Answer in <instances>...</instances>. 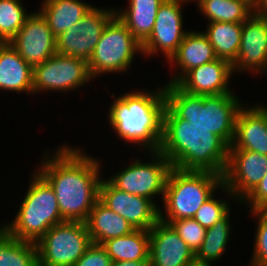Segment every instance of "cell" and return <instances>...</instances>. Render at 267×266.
<instances>
[{
  "mask_svg": "<svg viewBox=\"0 0 267 266\" xmlns=\"http://www.w3.org/2000/svg\"><path fill=\"white\" fill-rule=\"evenodd\" d=\"M136 55L143 57L142 44L114 16L105 26L88 61L90 75L94 80L104 74H125L135 63Z\"/></svg>",
  "mask_w": 267,
  "mask_h": 266,
  "instance_id": "cell-7",
  "label": "cell"
},
{
  "mask_svg": "<svg viewBox=\"0 0 267 266\" xmlns=\"http://www.w3.org/2000/svg\"><path fill=\"white\" fill-rule=\"evenodd\" d=\"M104 177L99 185V200L105 206L134 229L149 231L159 221V208L150 199L119 190Z\"/></svg>",
  "mask_w": 267,
  "mask_h": 266,
  "instance_id": "cell-14",
  "label": "cell"
},
{
  "mask_svg": "<svg viewBox=\"0 0 267 266\" xmlns=\"http://www.w3.org/2000/svg\"><path fill=\"white\" fill-rule=\"evenodd\" d=\"M235 205L242 206L243 210H267V169L260 183L241 201ZM246 207V208H245Z\"/></svg>",
  "mask_w": 267,
  "mask_h": 266,
  "instance_id": "cell-34",
  "label": "cell"
},
{
  "mask_svg": "<svg viewBox=\"0 0 267 266\" xmlns=\"http://www.w3.org/2000/svg\"><path fill=\"white\" fill-rule=\"evenodd\" d=\"M144 153L148 154V160L145 161V157L143 160L134 158L129 165H123L124 169L117 170V173L110 174L106 179L115 188L150 199L159 208V201H163L167 178L173 167L159 151ZM157 198L161 200L158 201Z\"/></svg>",
  "mask_w": 267,
  "mask_h": 266,
  "instance_id": "cell-8",
  "label": "cell"
},
{
  "mask_svg": "<svg viewBox=\"0 0 267 266\" xmlns=\"http://www.w3.org/2000/svg\"><path fill=\"white\" fill-rule=\"evenodd\" d=\"M9 44L32 68L57 53L56 37L39 10L27 17Z\"/></svg>",
  "mask_w": 267,
  "mask_h": 266,
  "instance_id": "cell-15",
  "label": "cell"
},
{
  "mask_svg": "<svg viewBox=\"0 0 267 266\" xmlns=\"http://www.w3.org/2000/svg\"><path fill=\"white\" fill-rule=\"evenodd\" d=\"M249 1L252 2L258 8L263 0H249Z\"/></svg>",
  "mask_w": 267,
  "mask_h": 266,
  "instance_id": "cell-39",
  "label": "cell"
},
{
  "mask_svg": "<svg viewBox=\"0 0 267 266\" xmlns=\"http://www.w3.org/2000/svg\"><path fill=\"white\" fill-rule=\"evenodd\" d=\"M221 192L226 196L220 197L219 193ZM232 202L237 203L238 201L234 198V195L224 185H222L220 190L218 189L207 201L203 203L193 219L202 227L206 229L210 228L231 209Z\"/></svg>",
  "mask_w": 267,
  "mask_h": 266,
  "instance_id": "cell-31",
  "label": "cell"
},
{
  "mask_svg": "<svg viewBox=\"0 0 267 266\" xmlns=\"http://www.w3.org/2000/svg\"><path fill=\"white\" fill-rule=\"evenodd\" d=\"M24 0H0V41L9 42L32 13L23 5Z\"/></svg>",
  "mask_w": 267,
  "mask_h": 266,
  "instance_id": "cell-30",
  "label": "cell"
},
{
  "mask_svg": "<svg viewBox=\"0 0 267 266\" xmlns=\"http://www.w3.org/2000/svg\"><path fill=\"white\" fill-rule=\"evenodd\" d=\"M255 103L245 102L240 108L235 121L234 139L229 149L267 155V105Z\"/></svg>",
  "mask_w": 267,
  "mask_h": 266,
  "instance_id": "cell-18",
  "label": "cell"
},
{
  "mask_svg": "<svg viewBox=\"0 0 267 266\" xmlns=\"http://www.w3.org/2000/svg\"><path fill=\"white\" fill-rule=\"evenodd\" d=\"M93 82L88 62L81 58L54 54L33 67V95L69 93ZM45 92V93H44Z\"/></svg>",
  "mask_w": 267,
  "mask_h": 266,
  "instance_id": "cell-10",
  "label": "cell"
},
{
  "mask_svg": "<svg viewBox=\"0 0 267 266\" xmlns=\"http://www.w3.org/2000/svg\"><path fill=\"white\" fill-rule=\"evenodd\" d=\"M92 243L85 222L58 223L36 243L39 266H74Z\"/></svg>",
  "mask_w": 267,
  "mask_h": 266,
  "instance_id": "cell-9",
  "label": "cell"
},
{
  "mask_svg": "<svg viewBox=\"0 0 267 266\" xmlns=\"http://www.w3.org/2000/svg\"><path fill=\"white\" fill-rule=\"evenodd\" d=\"M149 235V262L153 266H185L195 259V253L169 224L159 220Z\"/></svg>",
  "mask_w": 267,
  "mask_h": 266,
  "instance_id": "cell-19",
  "label": "cell"
},
{
  "mask_svg": "<svg viewBox=\"0 0 267 266\" xmlns=\"http://www.w3.org/2000/svg\"><path fill=\"white\" fill-rule=\"evenodd\" d=\"M18 211L3 226L18 240L37 243L54 225L63 222L55 192L34 169Z\"/></svg>",
  "mask_w": 267,
  "mask_h": 266,
  "instance_id": "cell-5",
  "label": "cell"
},
{
  "mask_svg": "<svg viewBox=\"0 0 267 266\" xmlns=\"http://www.w3.org/2000/svg\"><path fill=\"white\" fill-rule=\"evenodd\" d=\"M159 152L173 168L184 171H209L223 176L229 146L204 127H194L180 119L167 105L163 112Z\"/></svg>",
  "mask_w": 267,
  "mask_h": 266,
  "instance_id": "cell-3",
  "label": "cell"
},
{
  "mask_svg": "<svg viewBox=\"0 0 267 266\" xmlns=\"http://www.w3.org/2000/svg\"><path fill=\"white\" fill-rule=\"evenodd\" d=\"M222 185L223 176L216 173L172 168L159 207V220L193 218Z\"/></svg>",
  "mask_w": 267,
  "mask_h": 266,
  "instance_id": "cell-6",
  "label": "cell"
},
{
  "mask_svg": "<svg viewBox=\"0 0 267 266\" xmlns=\"http://www.w3.org/2000/svg\"><path fill=\"white\" fill-rule=\"evenodd\" d=\"M267 169V155L229 149L223 185L241 202L262 180Z\"/></svg>",
  "mask_w": 267,
  "mask_h": 266,
  "instance_id": "cell-16",
  "label": "cell"
},
{
  "mask_svg": "<svg viewBox=\"0 0 267 266\" xmlns=\"http://www.w3.org/2000/svg\"><path fill=\"white\" fill-rule=\"evenodd\" d=\"M160 221L169 224L194 253L201 247L205 239L206 228L193 218Z\"/></svg>",
  "mask_w": 267,
  "mask_h": 266,
  "instance_id": "cell-33",
  "label": "cell"
},
{
  "mask_svg": "<svg viewBox=\"0 0 267 266\" xmlns=\"http://www.w3.org/2000/svg\"><path fill=\"white\" fill-rule=\"evenodd\" d=\"M166 105L194 127H204L219 136L228 146L235 134V121L245 104L235 92L222 95H192L176 84H164Z\"/></svg>",
  "mask_w": 267,
  "mask_h": 266,
  "instance_id": "cell-4",
  "label": "cell"
},
{
  "mask_svg": "<svg viewBox=\"0 0 267 266\" xmlns=\"http://www.w3.org/2000/svg\"><path fill=\"white\" fill-rule=\"evenodd\" d=\"M66 143L45 149L35 170L53 188L63 220L85 222L99 199L104 165L85 147Z\"/></svg>",
  "mask_w": 267,
  "mask_h": 266,
  "instance_id": "cell-1",
  "label": "cell"
},
{
  "mask_svg": "<svg viewBox=\"0 0 267 266\" xmlns=\"http://www.w3.org/2000/svg\"><path fill=\"white\" fill-rule=\"evenodd\" d=\"M149 231L135 229L130 234L111 238L101 244L112 262L149 261Z\"/></svg>",
  "mask_w": 267,
  "mask_h": 266,
  "instance_id": "cell-25",
  "label": "cell"
},
{
  "mask_svg": "<svg viewBox=\"0 0 267 266\" xmlns=\"http://www.w3.org/2000/svg\"><path fill=\"white\" fill-rule=\"evenodd\" d=\"M231 212L230 209L212 227L206 229L205 239L195 253V259L215 266L223 255L225 256L226 248L230 245L231 235H233Z\"/></svg>",
  "mask_w": 267,
  "mask_h": 266,
  "instance_id": "cell-26",
  "label": "cell"
},
{
  "mask_svg": "<svg viewBox=\"0 0 267 266\" xmlns=\"http://www.w3.org/2000/svg\"><path fill=\"white\" fill-rule=\"evenodd\" d=\"M165 0H128L126 6L115 7V16L143 44L153 31L156 15Z\"/></svg>",
  "mask_w": 267,
  "mask_h": 266,
  "instance_id": "cell-22",
  "label": "cell"
},
{
  "mask_svg": "<svg viewBox=\"0 0 267 266\" xmlns=\"http://www.w3.org/2000/svg\"><path fill=\"white\" fill-rule=\"evenodd\" d=\"M232 66L234 75L247 71L251 77L267 75V20L258 9L243 22L239 52Z\"/></svg>",
  "mask_w": 267,
  "mask_h": 266,
  "instance_id": "cell-13",
  "label": "cell"
},
{
  "mask_svg": "<svg viewBox=\"0 0 267 266\" xmlns=\"http://www.w3.org/2000/svg\"><path fill=\"white\" fill-rule=\"evenodd\" d=\"M85 223L92 242L98 245L108 239L128 235L135 230L123 217L110 210L99 199Z\"/></svg>",
  "mask_w": 267,
  "mask_h": 266,
  "instance_id": "cell-23",
  "label": "cell"
},
{
  "mask_svg": "<svg viewBox=\"0 0 267 266\" xmlns=\"http://www.w3.org/2000/svg\"><path fill=\"white\" fill-rule=\"evenodd\" d=\"M233 66L224 59H216L188 71L176 85L192 95H222L230 94Z\"/></svg>",
  "mask_w": 267,
  "mask_h": 266,
  "instance_id": "cell-17",
  "label": "cell"
},
{
  "mask_svg": "<svg viewBox=\"0 0 267 266\" xmlns=\"http://www.w3.org/2000/svg\"><path fill=\"white\" fill-rule=\"evenodd\" d=\"M112 264L106 250L101 245L92 243L74 266H112Z\"/></svg>",
  "mask_w": 267,
  "mask_h": 266,
  "instance_id": "cell-35",
  "label": "cell"
},
{
  "mask_svg": "<svg viewBox=\"0 0 267 266\" xmlns=\"http://www.w3.org/2000/svg\"><path fill=\"white\" fill-rule=\"evenodd\" d=\"M33 94V68L9 44H0V92Z\"/></svg>",
  "mask_w": 267,
  "mask_h": 266,
  "instance_id": "cell-21",
  "label": "cell"
},
{
  "mask_svg": "<svg viewBox=\"0 0 267 266\" xmlns=\"http://www.w3.org/2000/svg\"><path fill=\"white\" fill-rule=\"evenodd\" d=\"M258 10L266 17L267 20V0H263Z\"/></svg>",
  "mask_w": 267,
  "mask_h": 266,
  "instance_id": "cell-38",
  "label": "cell"
},
{
  "mask_svg": "<svg viewBox=\"0 0 267 266\" xmlns=\"http://www.w3.org/2000/svg\"><path fill=\"white\" fill-rule=\"evenodd\" d=\"M186 0H165L159 7L154 28L148 39L142 44L143 57L161 55L169 60L177 51L186 33L189 31L183 28L184 17L183 7Z\"/></svg>",
  "mask_w": 267,
  "mask_h": 266,
  "instance_id": "cell-11",
  "label": "cell"
},
{
  "mask_svg": "<svg viewBox=\"0 0 267 266\" xmlns=\"http://www.w3.org/2000/svg\"><path fill=\"white\" fill-rule=\"evenodd\" d=\"M0 266H39L37 245L18 240L0 224Z\"/></svg>",
  "mask_w": 267,
  "mask_h": 266,
  "instance_id": "cell-29",
  "label": "cell"
},
{
  "mask_svg": "<svg viewBox=\"0 0 267 266\" xmlns=\"http://www.w3.org/2000/svg\"><path fill=\"white\" fill-rule=\"evenodd\" d=\"M149 261H121L113 262L112 266H147Z\"/></svg>",
  "mask_w": 267,
  "mask_h": 266,
  "instance_id": "cell-36",
  "label": "cell"
},
{
  "mask_svg": "<svg viewBox=\"0 0 267 266\" xmlns=\"http://www.w3.org/2000/svg\"><path fill=\"white\" fill-rule=\"evenodd\" d=\"M251 218L256 220L253 252L248 266H267V210H252Z\"/></svg>",
  "mask_w": 267,
  "mask_h": 266,
  "instance_id": "cell-32",
  "label": "cell"
},
{
  "mask_svg": "<svg viewBox=\"0 0 267 266\" xmlns=\"http://www.w3.org/2000/svg\"><path fill=\"white\" fill-rule=\"evenodd\" d=\"M216 59L218 58L206 34L202 30L197 32L190 29L177 51L165 61L169 65V70L171 67L175 68V71L170 70L172 76L163 84H176L191 69Z\"/></svg>",
  "mask_w": 267,
  "mask_h": 266,
  "instance_id": "cell-20",
  "label": "cell"
},
{
  "mask_svg": "<svg viewBox=\"0 0 267 266\" xmlns=\"http://www.w3.org/2000/svg\"><path fill=\"white\" fill-rule=\"evenodd\" d=\"M185 266H212L211 264L204 263L200 260L194 259L190 262H188Z\"/></svg>",
  "mask_w": 267,
  "mask_h": 266,
  "instance_id": "cell-37",
  "label": "cell"
},
{
  "mask_svg": "<svg viewBox=\"0 0 267 266\" xmlns=\"http://www.w3.org/2000/svg\"><path fill=\"white\" fill-rule=\"evenodd\" d=\"M93 6L83 0H42L38 10L57 37L79 22Z\"/></svg>",
  "mask_w": 267,
  "mask_h": 266,
  "instance_id": "cell-24",
  "label": "cell"
},
{
  "mask_svg": "<svg viewBox=\"0 0 267 266\" xmlns=\"http://www.w3.org/2000/svg\"><path fill=\"white\" fill-rule=\"evenodd\" d=\"M207 23H243L258 8L249 0H202L197 7Z\"/></svg>",
  "mask_w": 267,
  "mask_h": 266,
  "instance_id": "cell-28",
  "label": "cell"
},
{
  "mask_svg": "<svg viewBox=\"0 0 267 266\" xmlns=\"http://www.w3.org/2000/svg\"><path fill=\"white\" fill-rule=\"evenodd\" d=\"M159 87L136 88L117 96L114 92L111 94L113 100L106 113L108 126L127 146L133 145L145 152L159 151L166 105L164 84Z\"/></svg>",
  "mask_w": 267,
  "mask_h": 266,
  "instance_id": "cell-2",
  "label": "cell"
},
{
  "mask_svg": "<svg viewBox=\"0 0 267 266\" xmlns=\"http://www.w3.org/2000/svg\"><path fill=\"white\" fill-rule=\"evenodd\" d=\"M114 16V6L94 5L72 28L56 37V52L88 62L105 26Z\"/></svg>",
  "mask_w": 267,
  "mask_h": 266,
  "instance_id": "cell-12",
  "label": "cell"
},
{
  "mask_svg": "<svg viewBox=\"0 0 267 266\" xmlns=\"http://www.w3.org/2000/svg\"><path fill=\"white\" fill-rule=\"evenodd\" d=\"M207 24L203 32L213 46L217 58L233 64L239 52L243 23L211 22Z\"/></svg>",
  "mask_w": 267,
  "mask_h": 266,
  "instance_id": "cell-27",
  "label": "cell"
},
{
  "mask_svg": "<svg viewBox=\"0 0 267 266\" xmlns=\"http://www.w3.org/2000/svg\"><path fill=\"white\" fill-rule=\"evenodd\" d=\"M197 2V3H195V5L197 6L202 0H186V2L188 3V4H190V2Z\"/></svg>",
  "mask_w": 267,
  "mask_h": 266,
  "instance_id": "cell-40",
  "label": "cell"
}]
</instances>
